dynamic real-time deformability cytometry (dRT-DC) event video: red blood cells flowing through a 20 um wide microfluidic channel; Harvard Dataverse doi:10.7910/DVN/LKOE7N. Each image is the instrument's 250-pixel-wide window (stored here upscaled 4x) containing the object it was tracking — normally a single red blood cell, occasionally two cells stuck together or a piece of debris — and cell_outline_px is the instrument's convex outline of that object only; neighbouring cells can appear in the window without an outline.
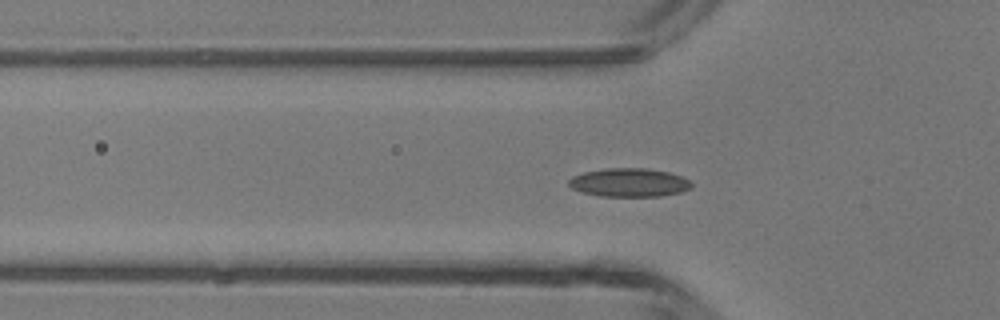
{"species": "common noctule bat (a hibernating species)", "species_latin": "Nyctalus noctula", "temperature_condition": "room temperature", "stored_images_in_passage": 41, "camera_frame_rate_fps": 3000, "um_per_image_px": 0.085, "animal": {"sex": "male", "body_mass_g": 13.3}, "frame": {"image": 1, "passage_image": 13, "time_ms": 4.0, "image_size_px": [1000, 320], "cell_outline_px": [[692, 188], [680, 192], [660, 196], [600, 196], [584, 192], [572, 188], [568, 184], [568, 180], [572, 176], [584, 172], [604, 168], [648, 168], [668, 172], [680, 176], [688, 180], [692, 184]], "centroid_in_image_um": [53.47, 15.51], "position_along_channel_um": 72.3, "area_um2": 20.35}}
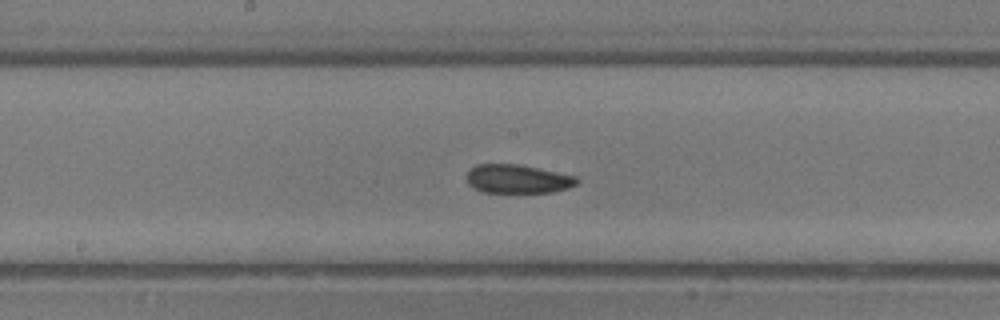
{"frame": {"image": 2, "passage_image": 22, "time_ms": 7.0, "image_size_px": [1000, 320], "cell_outline_px": [[580, 180], [576, 184], [568, 188], [552, 192], [484, 192], [472, 188], [468, 184], [468, 172], [476, 164], [520, 164], [576, 176]], "centroid_in_image_um": [44.01, 15.21], "position_along_channel_um": 204.2, "area_um2": 18.38}}
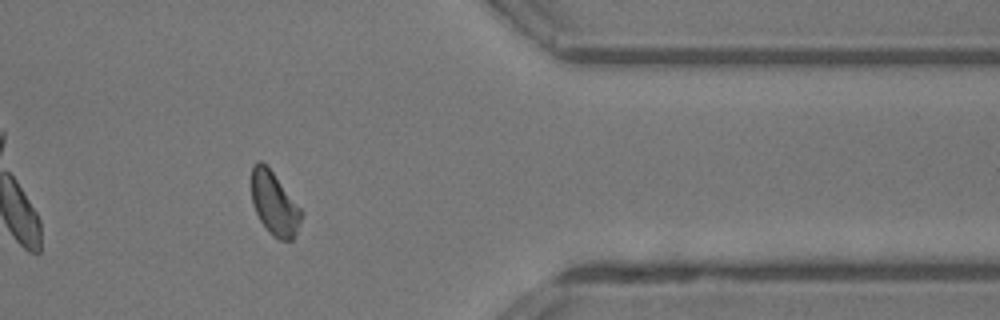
{"frame": {"image": 3, "passage_image": 36, "time_ms": 11.667, "image_size_px": [1000, 320], "cell_outline_px": [[304, 212], [296, 232], [292, 240], [280, 240], [272, 236], [268, 232], [260, 220], [252, 204], [252, 164], [256, 160], [260, 160], [272, 172]], "centroid_in_image_um": [23.31, 17.32], "position_along_channel_um": 388.1, "area_um2": 18.21}, "authors_computed_cell_mechanics": {"area_um2": 19.363, "velocity_mm_per_s": 4.3671, "shape_relaxation_time_tau1_ms": null, "shape_relaxation_time_tau2_ms": 3.5383, "deformation_change_tau1": null, "deformation_change_tau2": 0.1106}}